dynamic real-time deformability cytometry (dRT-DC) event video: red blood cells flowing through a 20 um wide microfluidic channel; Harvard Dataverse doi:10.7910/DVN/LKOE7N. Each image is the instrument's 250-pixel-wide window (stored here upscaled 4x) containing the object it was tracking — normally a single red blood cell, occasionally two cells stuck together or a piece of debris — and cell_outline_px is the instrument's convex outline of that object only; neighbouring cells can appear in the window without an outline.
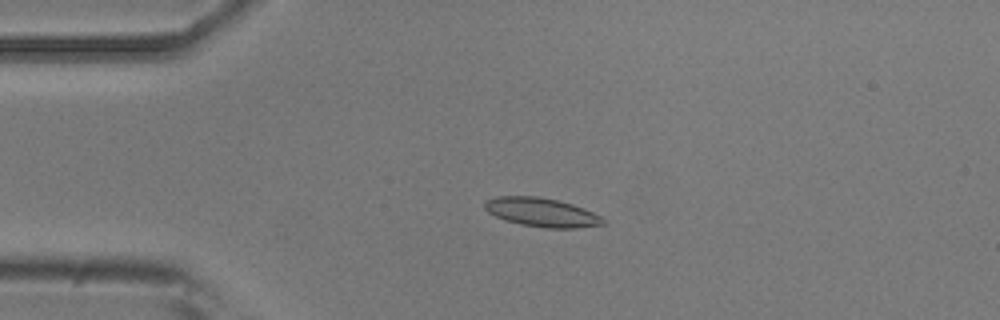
{"species": "common noctule bat (a hibernating species)", "species_latin": "Nyctalus noctula", "temperature_condition": "room temperature", "stored_images_in_passage": 5, "camera_frame_rate_fps": 3000, "um_per_image_px": 0.085, "animal": {"sex": "male", "body_mass_g": 20.5, "forearm_length_mm": 52.5}, "frame": {"image": 1, "passage_image": 4, "time_ms": 3.667, "image_size_px": [1000, 320], "cell_outline_px": [[608, 224], [576, 228], [548, 228], [520, 224], [496, 216], [488, 212], [484, 208], [484, 200], [496, 196], [536, 196], [556, 200], [572, 204], [584, 208], [600, 216]], "centroid_in_image_um": [46.04, 18.04], "position_along_channel_um": 39.0, "area_um2": 19.83}}